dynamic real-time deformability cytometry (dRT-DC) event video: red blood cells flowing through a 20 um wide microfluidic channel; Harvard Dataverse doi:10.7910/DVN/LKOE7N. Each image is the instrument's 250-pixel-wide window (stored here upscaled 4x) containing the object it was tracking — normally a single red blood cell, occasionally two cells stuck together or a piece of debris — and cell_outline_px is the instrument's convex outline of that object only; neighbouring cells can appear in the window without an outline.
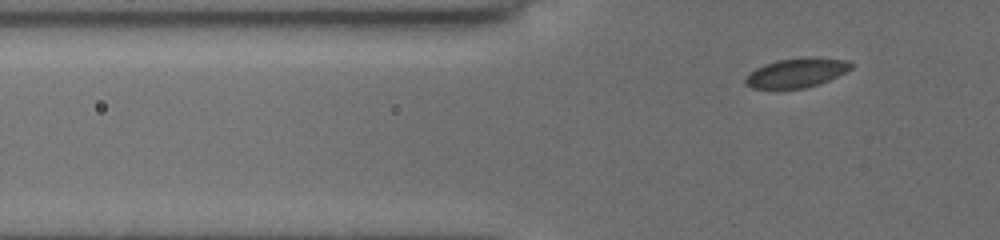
{"species": "common noctule bat (a hibernating species)", "species_latin": "Nyctalus noctula", "temperature_condition": "cold", "stored_images_in_passage": 39, "camera_frame_rate_fps": 3000, "um_per_image_px": 0.085, "animal": {"sex": "female", "body_mass_g": 19.5, "forearm_length_mm": 54.1}, "frame": {"image": 1, "passage_image": 3, "time_ms": 0.667, "image_size_px": [1000, 240], "cell_outline_px": [[852, 68], [828, 80], [804, 88], [752, 88], [744, 80], [744, 76], [748, 72], [764, 64], [776, 60], [808, 56], [816, 56], [848, 60], [852, 64]], "centroid_in_image_um": [67.69, 6.15], "position_along_channel_um": 58.1, "area_um2": 18.09}}
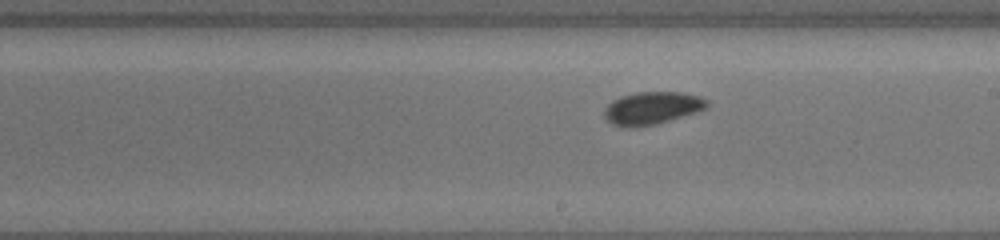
{"frame": {"image": 2, "passage_image": 18, "time_ms": 5.667, "image_size_px": [1000, 240], "cell_outline_px": [[708, 104], [704, 108], [696, 112], [656, 124], [636, 128], [620, 128], [612, 124], [604, 116], [604, 108], [612, 100], [620, 96], [636, 92], [680, 92], [700, 96], [708, 100]], "centroid_in_image_um": [55.37, 9.2], "position_along_channel_um": 233.6, "area_um2": 19.71}}
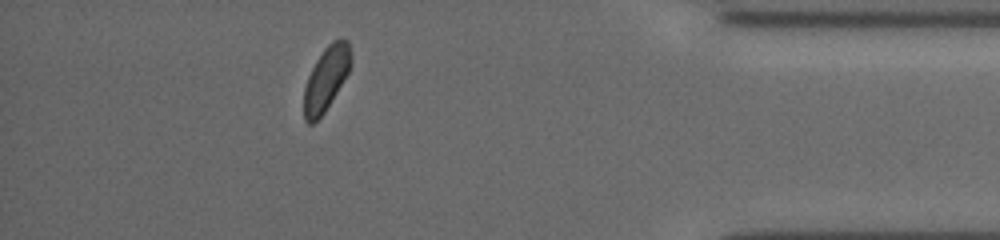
{"frame": {"image": 3, "passage_image": 34, "time_ms": 11.0, "image_size_px": [1000, 240], "cell_outline_px": [[352, 60], [348, 72], [324, 112], [312, 124], [308, 124], [304, 120], [304, 88], [308, 76], [316, 60], [324, 48], [332, 40], [340, 36], [348, 40], [352, 56]], "centroid_in_image_um": [27.73, 6.62], "position_along_channel_um": 407.5, "area_um2": 17.46}, "authors_computed_cell_mechanics": {"area_um2": 18.6116, "velocity_mm_per_s": 3.8551, "shape_relaxation_time_tau1_ms": 1.3402, "shape_relaxation_time_tau2_ms": null, "deformation_change_tau1": 0.0447, "deformation_change_tau2": null}}